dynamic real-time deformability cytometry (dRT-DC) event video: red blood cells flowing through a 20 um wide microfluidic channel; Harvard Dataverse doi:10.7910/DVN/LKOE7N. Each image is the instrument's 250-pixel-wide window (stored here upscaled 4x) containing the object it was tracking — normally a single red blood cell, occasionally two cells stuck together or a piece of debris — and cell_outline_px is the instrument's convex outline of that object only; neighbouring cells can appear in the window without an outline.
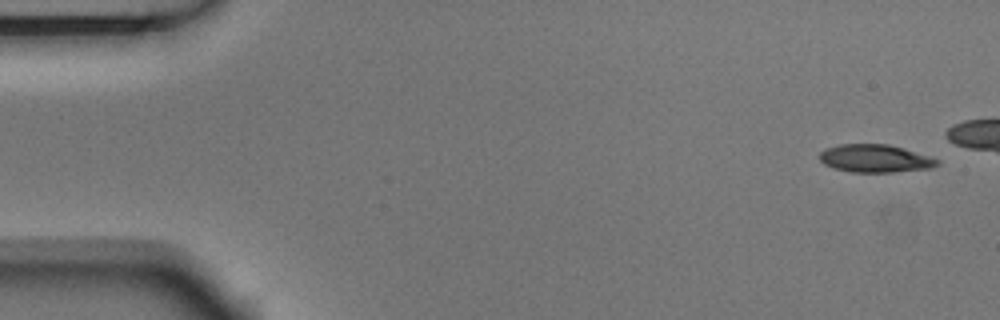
{"species": "Egyptian fruit bat (a non-hibernating species)", "species_latin": "Rousettus aegyptiacus", "temperature_condition": "room temperature", "stored_images_in_passage": 7, "camera_frame_rate_fps": 3000, "um_per_image_px": 0.085, "animal": {"sex": "male"}, "frame": {"image": 1, "passage_image": 1, "time_ms": 0.0, "image_size_px": [1000, 320], "cell_outline_px": [[940, 164], [932, 168], [892, 172], [852, 172], [836, 168], [824, 164], [820, 160], [820, 152], [824, 148], [840, 144], [888, 144], [904, 148], [940, 160]], "centroid_in_image_um": [74.39, 13.46], "position_along_channel_um": 10.6, "area_um2": 19.07}}
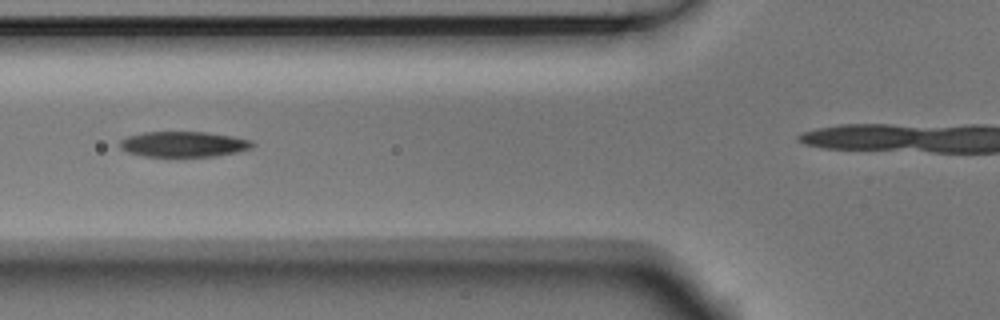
{"frame": {"image": 2, "passage_image": 4, "time_ms": 1.0, "image_size_px": [1000, 320], "cell_outline_px": [[256, 144], [252, 148], [236, 152], [216, 156], [144, 156], [128, 152], [120, 148], [120, 140], [128, 136], [144, 132], [204, 132], [232, 136], [252, 140]], "centroid_in_image_um": [15.63, 12.25], "position_along_channel_um": 110.2, "area_um2": 19.59}}
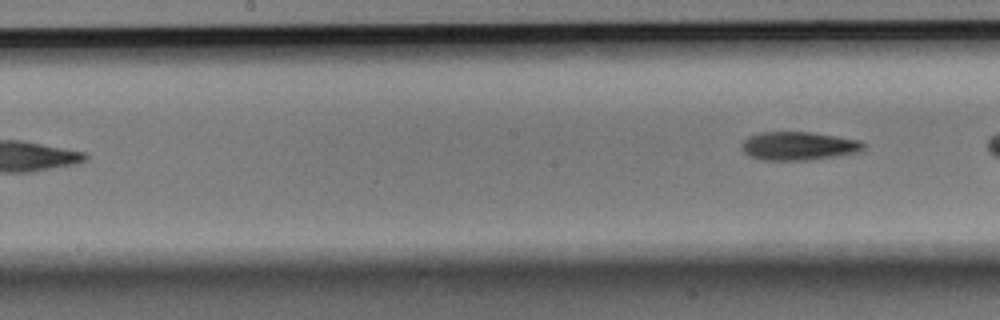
{"frame": {"image": 3, "passage_image": 7, "time_ms": 2.0, "image_size_px": [1000, 320], "cell_outline_px": [[868, 144], [864, 148], [856, 152], [836, 156], [812, 160], [764, 160], [748, 156], [740, 148], [740, 144], [748, 136], [760, 132], [812, 132], [860, 140]], "centroid_in_image_um": [67.85, 12.4], "position_along_channel_um": 180.3, "area_um2": 20.4}}